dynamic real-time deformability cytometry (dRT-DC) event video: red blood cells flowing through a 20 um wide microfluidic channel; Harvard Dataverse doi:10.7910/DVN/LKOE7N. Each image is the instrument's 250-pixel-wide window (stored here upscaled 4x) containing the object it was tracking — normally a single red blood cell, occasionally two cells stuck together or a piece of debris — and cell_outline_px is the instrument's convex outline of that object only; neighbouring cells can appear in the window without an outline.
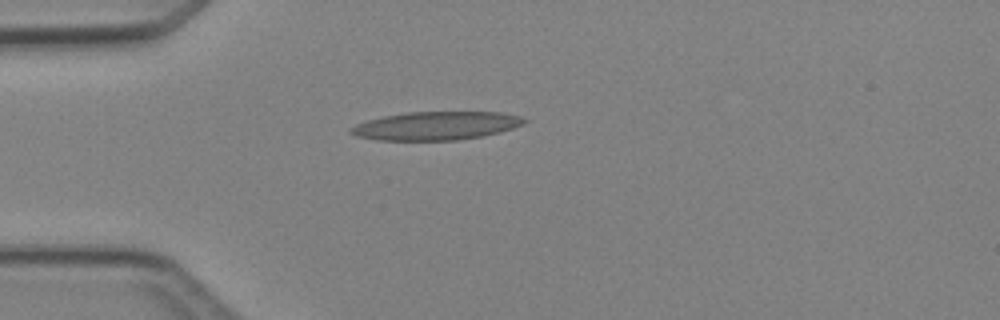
{"species": "Egyptian fruit bat (a non-hibernating species)", "species_latin": "Rousettus aegyptiacus", "temperature_condition": "cold", "stored_images_in_passage": 2, "camera_frame_rate_fps": 3000, "um_per_image_px": 0.085, "animal": {"sex": "female"}, "frame": {"image": 1, "passage_image": 1, "time_ms": 0.0, "image_size_px": [1000, 320], "cell_outline_px": [[528, 120], [524, 124], [500, 132], [484, 136], [456, 140], [376, 140], [356, 136], [348, 132], [348, 128], [356, 124], [368, 120], [384, 116], [408, 112], [504, 112], [520, 116]], "centroid_in_image_um": [37.07, 10.69], "position_along_channel_um": 47.9, "area_um2": 28.78}}